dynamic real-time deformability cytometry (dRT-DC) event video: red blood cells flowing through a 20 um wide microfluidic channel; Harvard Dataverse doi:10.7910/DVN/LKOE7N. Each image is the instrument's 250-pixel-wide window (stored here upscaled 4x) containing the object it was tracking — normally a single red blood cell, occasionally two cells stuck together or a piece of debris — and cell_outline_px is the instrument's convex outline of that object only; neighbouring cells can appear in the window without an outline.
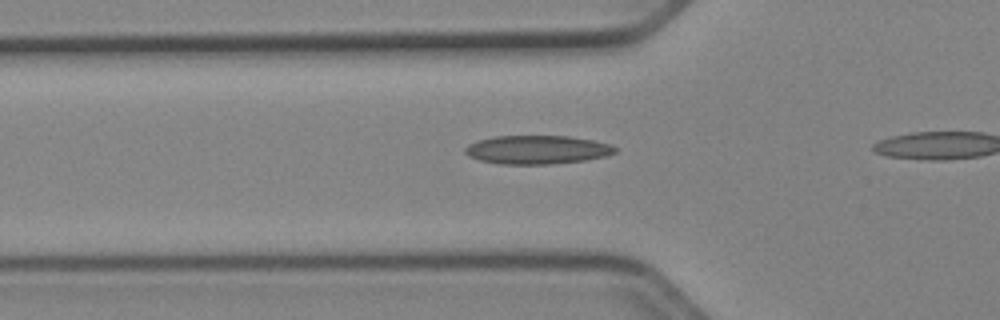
{"species": "Egyptian fruit bat (a non-hibernating species)", "species_latin": "Rousettus aegyptiacus", "temperature_condition": "cold", "stored_images_in_passage": 16, "camera_frame_rate_fps": 3000, "um_per_image_px": 0.085, "animal": {"sex": "female"}, "frame": {"image": 1, "passage_image": 5, "time_ms": 1.333, "image_size_px": [1000, 320], "cell_outline_px": [[616, 152], [608, 156], [584, 160], [548, 164], [500, 164], [480, 160], [468, 156], [464, 152], [464, 148], [468, 144], [476, 140], [496, 136], [568, 136], [592, 140], [608, 144], [616, 148]], "centroid_in_image_um": [45.61, 12.72], "position_along_channel_um": 80.2, "area_um2": 24.97}}
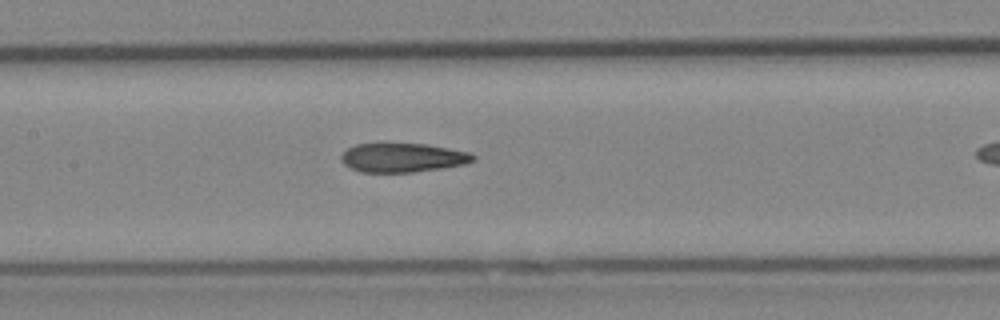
{"frame": {"image": 2, "passage_image": 12, "time_ms": 3.667, "image_size_px": [1000, 320], "cell_outline_px": [[476, 160], [464, 164], [440, 168], [412, 172], [360, 172], [344, 164], [340, 160], [340, 156], [348, 148], [356, 144], [428, 144], [472, 152], [476, 156]], "centroid_in_image_um": [34.26, 13.4], "position_along_channel_um": 173.1, "area_um2": 22.31}}